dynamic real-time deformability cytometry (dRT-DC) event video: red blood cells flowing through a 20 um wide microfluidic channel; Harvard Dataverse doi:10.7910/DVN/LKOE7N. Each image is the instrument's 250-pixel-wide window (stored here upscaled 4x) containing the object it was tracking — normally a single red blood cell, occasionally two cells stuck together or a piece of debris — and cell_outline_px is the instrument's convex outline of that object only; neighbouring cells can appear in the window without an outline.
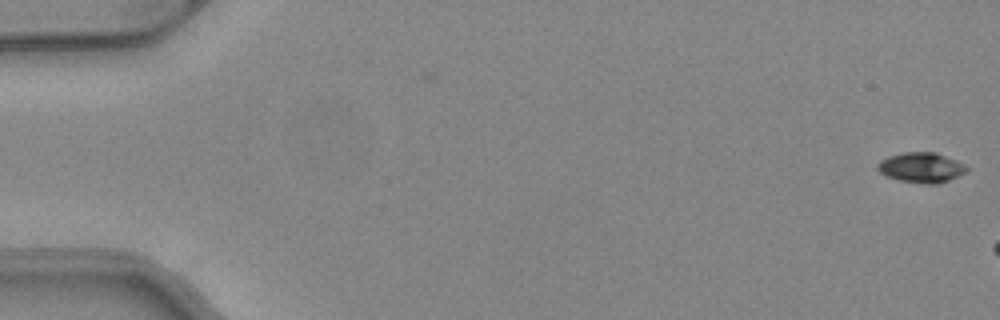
{"species": "common noctule bat (a hibernating species)", "species_latin": "Nyctalus noctula", "temperature_condition": "warm", "stored_images_in_passage": 2, "camera_frame_rate_fps": 3000, "um_per_image_px": 0.085, "animal": {"sex": "female", "body_mass_g": 24.6, "forearm_length_mm": 56.2}, "frame": {"image": 1, "passage_image": 2, "time_ms": 0.333, "image_size_px": [1000, 320], "cell_outline_px": [[968, 172], [948, 180], [936, 184], [928, 184], [900, 180], [884, 176], [876, 168], [876, 164], [880, 160], [888, 156], [904, 152], [936, 152], [964, 164], [968, 168]], "centroid_in_image_um": [78.28, 14.23], "position_along_channel_um": 6.7, "area_um2": 15.66}}